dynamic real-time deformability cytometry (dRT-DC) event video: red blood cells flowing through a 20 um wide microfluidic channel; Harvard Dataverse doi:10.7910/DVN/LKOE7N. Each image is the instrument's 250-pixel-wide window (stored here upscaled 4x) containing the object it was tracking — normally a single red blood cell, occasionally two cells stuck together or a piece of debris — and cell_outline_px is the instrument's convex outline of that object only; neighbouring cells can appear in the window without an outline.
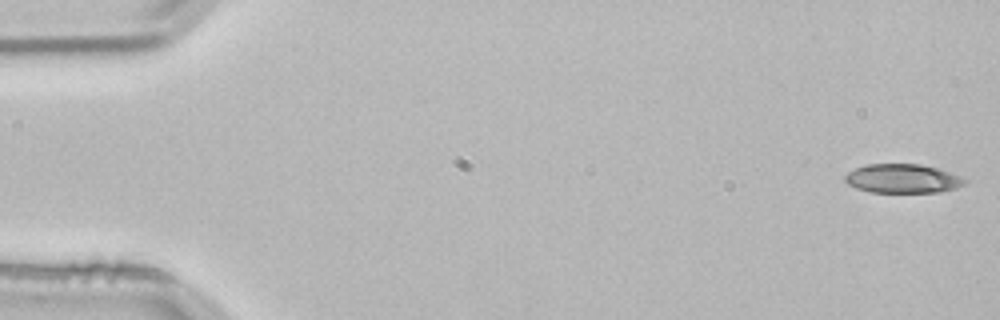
{"species": "common noctule bat (a hibernating species)", "species_latin": "Nyctalus noctula", "temperature_condition": "room temperature", "stored_images_in_passage": 53, "camera_frame_rate_fps": 3000, "um_per_image_px": 0.085, "animal": {"sex": "male", "body_mass_g": 21.5, "forearm_length_mm": 52.0}, "frame": {"image": 1, "passage_image": 1, "time_ms": 0.0, "image_size_px": [1000, 320], "cell_outline_px": [[968, 180], [964, 184], [956, 188], [936, 192], [872, 192], [856, 188], [848, 184], [844, 180], [844, 176], [848, 172], [856, 168], [868, 164], [920, 164], [936, 168], [948, 172]], "centroid_in_image_um": [76.69, 15.18], "position_along_channel_um": 8.3, "area_um2": 20.0}}
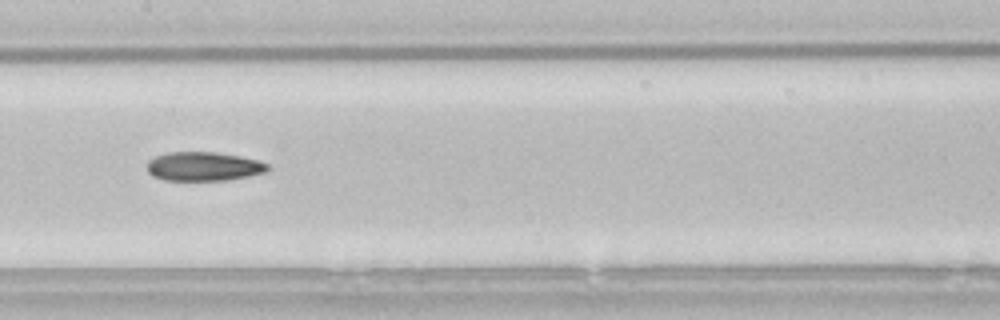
{"frame": {"image": 2, "passage_image": 26, "time_ms": 8.333, "image_size_px": [1000, 320], "cell_outline_px": [[272, 168], [264, 172], [248, 176], [228, 180], [164, 180], [152, 176], [148, 172], [148, 160], [156, 156], [168, 152], [216, 152], [240, 156], [260, 160], [268, 164]], "centroid_in_image_um": [17.33, 14.14], "position_along_channel_um": 190.1, "area_um2": 20.46}}
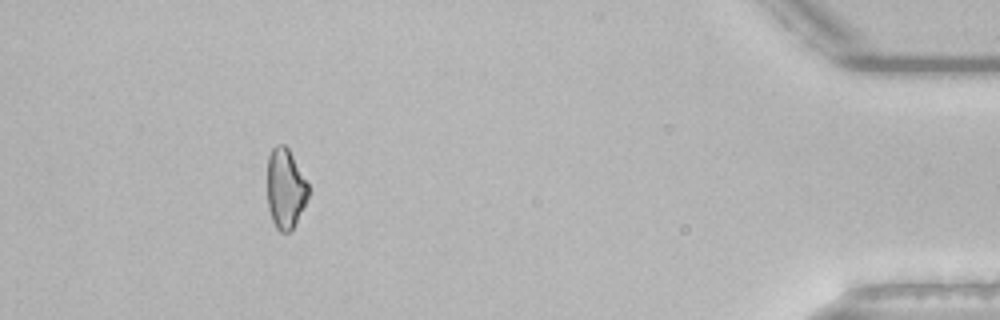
{"frame": {"image": 3, "passage_image": 48, "time_ms": 15.667, "image_size_px": [1000, 320], "cell_outline_px": [[308, 196], [296, 224], [288, 232], [280, 232], [276, 228], [272, 220], [268, 208], [268, 156], [272, 148], [276, 144], [284, 144], [288, 148], [308, 184]], "centroid_in_image_um": [24.25, 16.03], "position_along_channel_um": 411.0, "area_um2": 18.96}}